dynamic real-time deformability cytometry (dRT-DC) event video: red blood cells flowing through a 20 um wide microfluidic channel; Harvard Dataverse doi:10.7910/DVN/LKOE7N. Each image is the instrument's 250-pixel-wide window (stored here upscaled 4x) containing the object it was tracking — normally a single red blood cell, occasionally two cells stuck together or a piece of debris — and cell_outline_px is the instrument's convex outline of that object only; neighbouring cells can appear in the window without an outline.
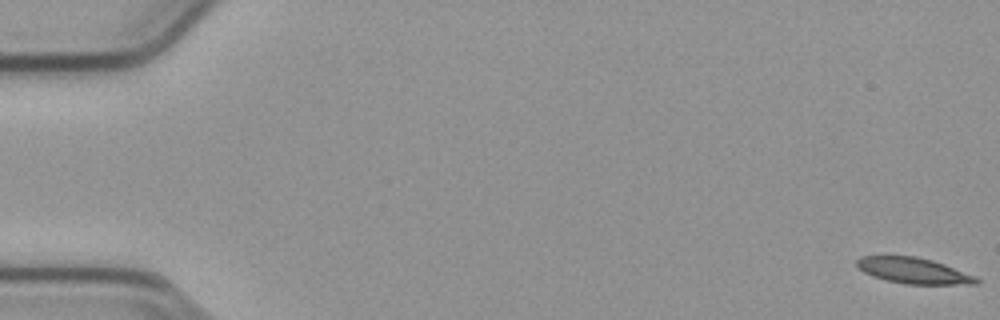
{"species": "common noctule bat (a hibernating species)", "species_latin": "Nyctalus noctula", "temperature_condition": "cold", "stored_images_in_passage": 56, "camera_frame_rate_fps": 3000, "um_per_image_px": 0.085, "animal": {"sex": "male", "body_mass_g": 23.1, "forearm_length_mm": 52.7}, "frame": {"image": 1, "passage_image": 1, "time_ms": 0.0, "image_size_px": [1000, 320], "cell_outline_px": [[980, 284], [904, 284], [884, 280], [872, 276], [864, 272], [856, 264], [856, 260], [860, 256], [916, 256], [932, 260], [944, 264], [976, 276], [980, 280]], "centroid_in_image_um": [77.66, 23.01], "position_along_channel_um": 7.3, "area_um2": 18.09}}
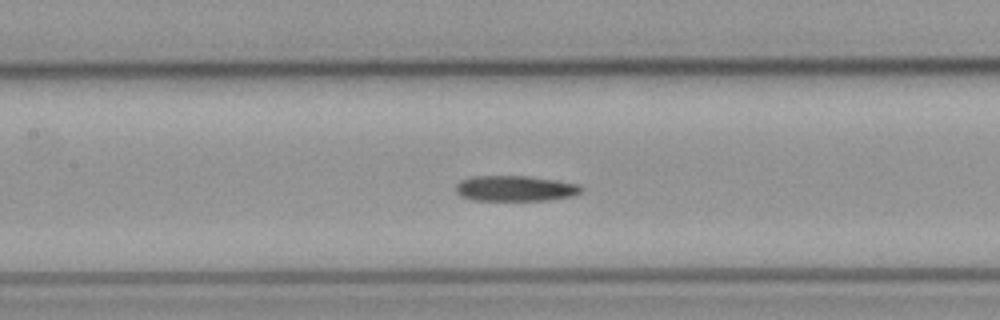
{"frame": {"image": 2, "passage_image": 26, "time_ms": 8.333, "image_size_px": [1000, 320], "cell_outline_px": [[584, 188], [580, 192], [572, 196], [548, 200], [472, 200], [460, 196], [456, 192], [456, 184], [460, 180], [472, 176], [528, 176], [556, 180], [580, 184]], "centroid_in_image_um": [43.78, 16.01], "position_along_channel_um": 163.6, "area_um2": 18.79}}
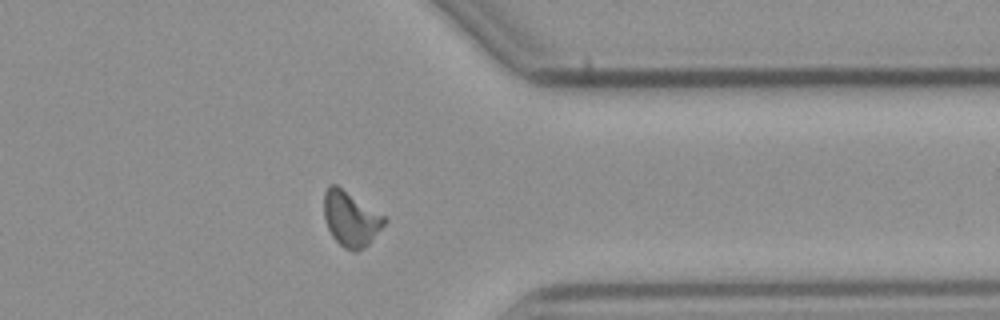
{"frame": {"image": 3, "passage_image": 44, "time_ms": 14.333, "image_size_px": [1000, 320], "cell_outline_px": [[388, 220], [368, 244], [364, 248], [356, 252], [352, 252], [344, 248], [332, 236], [328, 228], [324, 216], [324, 192], [328, 184], [336, 184], [384, 216]], "centroid_in_image_um": [29.79, 18.6], "position_along_channel_um": 381.6, "area_um2": 19.19}}